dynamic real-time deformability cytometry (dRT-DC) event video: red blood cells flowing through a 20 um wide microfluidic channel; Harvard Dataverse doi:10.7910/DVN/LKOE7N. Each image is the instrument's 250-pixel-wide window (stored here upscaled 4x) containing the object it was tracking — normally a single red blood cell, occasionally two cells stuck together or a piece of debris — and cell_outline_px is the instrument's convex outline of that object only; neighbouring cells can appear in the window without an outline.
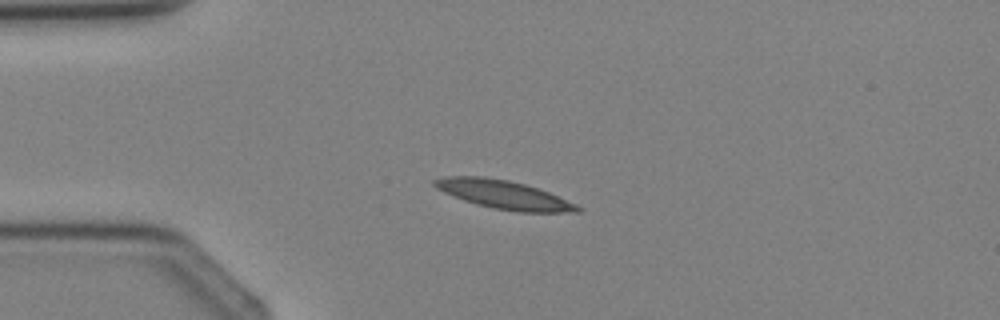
{"species": "Egyptian fruit bat (a non-hibernating species)", "species_latin": "Rousettus aegyptiacus", "temperature_condition": "cold", "stored_images_in_passage": 4, "camera_frame_rate_fps": 3000, "um_per_image_px": 0.085, "animal": {"sex": "female"}, "frame": {"image": 1, "passage_image": 4, "time_ms": 4.333, "image_size_px": [1000, 320], "cell_outline_px": [[584, 208], [580, 212], [520, 212], [492, 208], [476, 204], [464, 200], [444, 192], [436, 188], [432, 184], [432, 180], [444, 176], [484, 176], [508, 180], [524, 184], [548, 192], [576, 204]], "centroid_in_image_um": [42.8, 16.54], "position_along_channel_um": 42.2, "area_um2": 23.7}}